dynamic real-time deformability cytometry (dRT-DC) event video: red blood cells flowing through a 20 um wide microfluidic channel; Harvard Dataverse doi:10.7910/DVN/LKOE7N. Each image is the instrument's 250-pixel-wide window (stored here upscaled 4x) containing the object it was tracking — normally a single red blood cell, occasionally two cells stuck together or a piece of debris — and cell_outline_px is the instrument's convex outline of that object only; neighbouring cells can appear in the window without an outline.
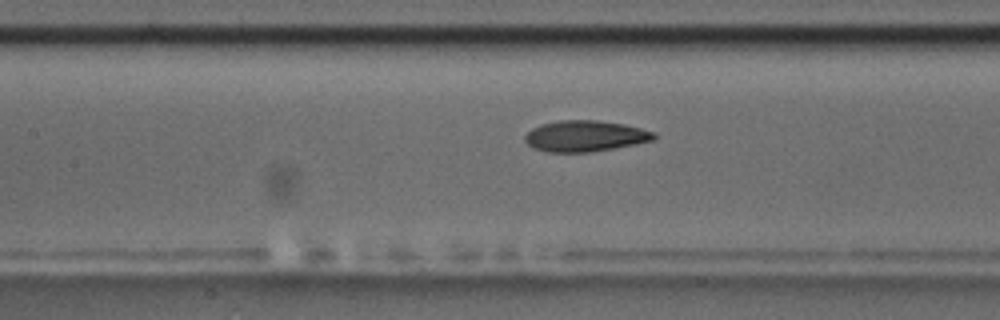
{"species": "common noctule bat (a hibernating species)", "species_latin": "Nyctalus noctula", "temperature_condition": "room temperature", "stored_images_in_passage": 34, "camera_frame_rate_fps": 3000, "um_per_image_px": 0.085, "animal": {"sex": "male", "body_mass_g": 17.5, "forearm_length_mm": 52.3}, "frame": {"image": 1, "passage_image": 13, "time_ms": 4.0, "image_size_px": [1000, 320], "cell_outline_px": [[656, 136], [652, 140], [592, 152], [548, 152], [532, 148], [524, 140], [524, 136], [532, 128], [540, 124], [560, 120], [600, 120], [624, 124], [656, 132]], "centroid_in_image_um": [49.69, 11.55], "position_along_channel_um": 157.7, "area_um2": 23.29}}
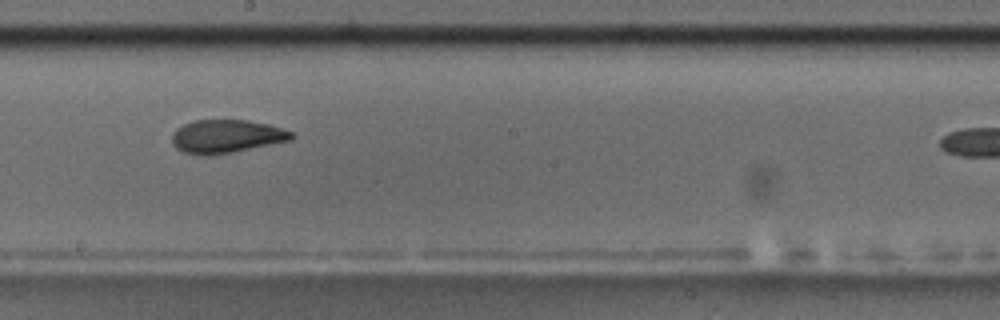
{"frame": {"image": 2, "passage_image": 19, "time_ms": 6.0, "image_size_px": [1000, 320], "cell_outline_px": [[296, 136], [292, 140], [232, 152], [208, 156], [204, 156], [184, 152], [176, 148], [172, 144], [172, 136], [176, 128], [184, 124], [196, 120], [248, 120], [268, 124], [296, 132]], "centroid_in_image_um": [19.28, 11.59], "position_along_channel_um": 228.9, "area_um2": 23.35}}
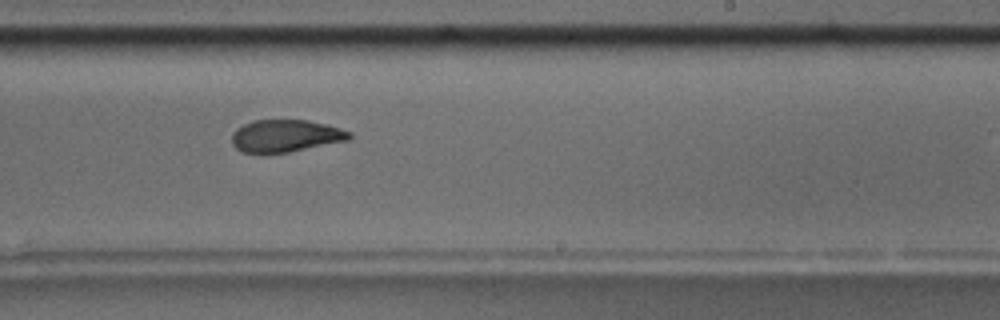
{"frame": {"image": 3, "passage_image": 22, "time_ms": 7.0, "image_size_px": [1000, 320], "cell_outline_px": [[352, 136], [348, 140], [288, 152], [240, 152], [232, 144], [232, 132], [236, 128], [252, 120], [308, 120], [328, 124], [352, 132]], "centroid_in_image_um": [24.28, 11.53], "position_along_channel_um": 264.7, "area_um2": 22.08}}